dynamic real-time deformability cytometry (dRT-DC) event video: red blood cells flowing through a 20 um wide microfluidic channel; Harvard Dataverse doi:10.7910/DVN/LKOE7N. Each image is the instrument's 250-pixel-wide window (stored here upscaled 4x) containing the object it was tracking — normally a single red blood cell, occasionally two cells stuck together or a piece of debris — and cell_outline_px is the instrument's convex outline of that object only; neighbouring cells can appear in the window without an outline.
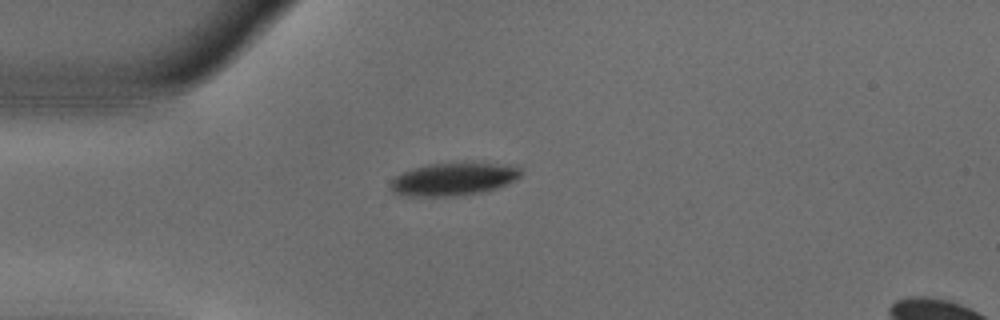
{"species": "common noctule bat (a hibernating species)", "species_latin": "Nyctalus noctula", "temperature_condition": "warm", "stored_images_in_passage": 36, "camera_frame_rate_fps": 3000, "um_per_image_px": 0.085, "animal": {"sex": "male", "body_mass_g": 18.8}, "frame": {"image": 1, "passage_image": 1, "time_ms": 0.0, "image_size_px": [1000, 320], "cell_outline_px": [[524, 172], [520, 176], [496, 188], [480, 192], [452, 196], [408, 196], [392, 192], [388, 184], [396, 176], [412, 168], [428, 164], [464, 160], [520, 168]], "centroid_in_image_um": [38.48, 15.19], "position_along_channel_um": 46.5, "area_um2": 25.09}}
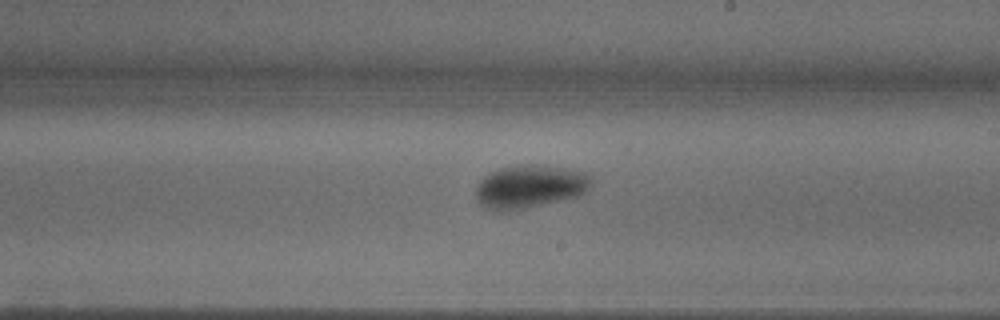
{"frame": {"image": 2, "passage_image": 18, "time_ms": 5.667, "image_size_px": [1000, 320], "cell_outline_px": [[592, 184], [584, 192], [576, 196], [504, 212], [496, 212], [480, 204], [476, 196], [476, 188], [480, 180], [484, 176], [500, 168], [520, 164], [540, 164], [584, 172], [592, 176]], "centroid_in_image_um": [45.0, 15.84], "position_along_channel_um": 244.0, "area_um2": 28.78}}
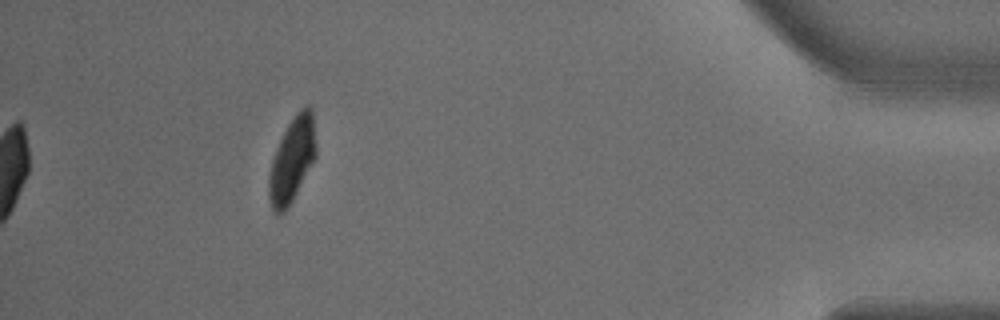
{"frame": {"image": 3, "passage_image": 36, "time_ms": 11.667, "image_size_px": [1000, 320], "cell_outline_px": [[316, 156], [292, 200], [284, 212], [272, 212], [268, 200], [268, 176], [272, 160], [276, 148], [288, 124], [296, 112], [300, 108], [308, 104], [312, 108], [316, 144]], "centroid_in_image_um": [24.81, 13.56], "position_along_channel_um": 410.4, "area_um2": 23.18}, "authors_computed_cell_mechanics": {"area_um2": 26.0389, "velocity_mm_per_s": 3.7389, "shape_relaxation_time_tau1_ms": 2.1723, "shape_relaxation_time_tau2_ms": 2.3708, "deformation_change_tau1": 0.1608, "deformation_change_tau2": 0.0501}}